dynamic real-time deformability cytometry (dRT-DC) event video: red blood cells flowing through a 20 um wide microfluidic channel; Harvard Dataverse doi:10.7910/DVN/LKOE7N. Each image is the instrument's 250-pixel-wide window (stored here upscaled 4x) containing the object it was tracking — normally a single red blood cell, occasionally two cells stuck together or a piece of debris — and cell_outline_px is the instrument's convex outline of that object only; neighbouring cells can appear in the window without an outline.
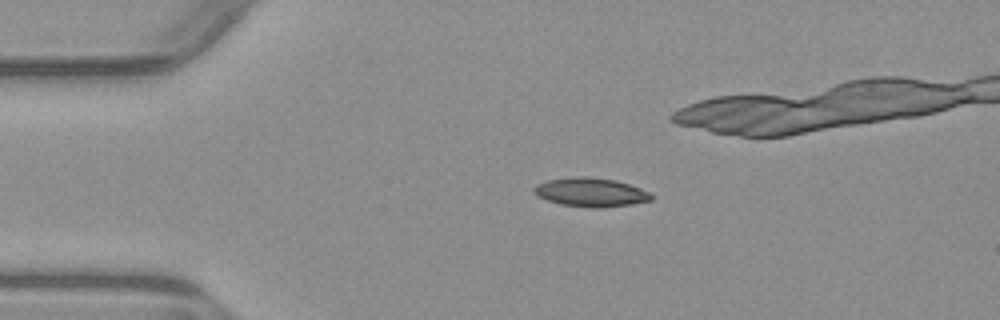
{"species": "common noctule bat (a hibernating species)", "species_latin": "Nyctalus noctula", "temperature_condition": "warm", "stored_images_in_passage": 4, "camera_frame_rate_fps": 3000, "um_per_image_px": 0.085, "animal": {"sex": "male", "body_mass_g": 23.1, "forearm_length_mm": 52.7}, "frame": {"image": 1, "passage_image": 2, "time_ms": 2.333, "image_size_px": [1000, 320], "cell_outline_px": [[652, 200], [632, 204], [596, 208], [560, 204], [536, 196], [532, 192], [532, 188], [536, 184], [548, 180], [580, 176], [584, 176], [616, 180], [640, 188], [648, 192], [652, 196]], "centroid_in_image_um": [50.17, 16.34], "position_along_channel_um": 34.8, "area_um2": 19.59}}